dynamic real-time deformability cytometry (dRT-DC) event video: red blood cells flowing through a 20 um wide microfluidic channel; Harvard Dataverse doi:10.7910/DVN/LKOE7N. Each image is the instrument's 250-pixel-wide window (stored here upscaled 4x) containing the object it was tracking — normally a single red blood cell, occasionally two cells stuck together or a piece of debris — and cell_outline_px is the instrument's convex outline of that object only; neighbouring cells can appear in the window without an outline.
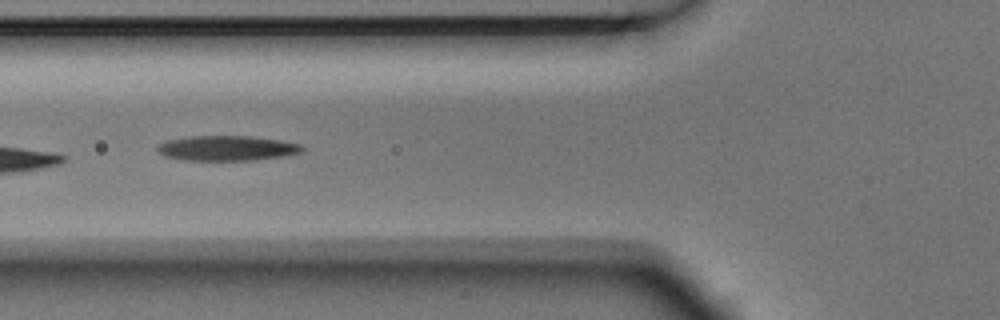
{"species": "Egyptian fruit bat (a non-hibernating species)", "species_latin": "Rousettus aegyptiacus", "temperature_condition": "room temperature", "stored_images_in_passage": 10, "camera_frame_rate_fps": 3000, "um_per_image_px": 0.085, "animal": {"sex": "male"}, "frame": {"image": 1, "passage_image": 6, "time_ms": 1.667, "image_size_px": [1000, 320], "cell_outline_px": [[304, 148], [300, 152], [288, 156], [256, 160], [184, 160], [164, 156], [156, 148], [160, 144], [168, 140], [188, 136], [252, 136], [280, 140], [300, 144]], "centroid_in_image_um": [19.32, 12.6], "position_along_channel_um": 106.5, "area_um2": 21.15}}
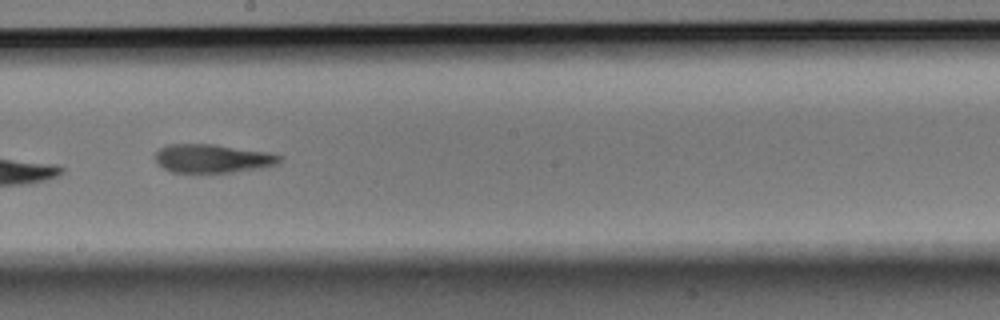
{"frame": {"image": 2, "passage_image": 9, "time_ms": 2.667, "image_size_px": [1000, 320], "cell_outline_px": [[284, 156], [276, 164], [260, 168], [232, 172], [172, 172], [164, 168], [156, 160], [156, 152], [160, 148], [168, 144], [216, 144], [268, 152]], "centroid_in_image_um": [18.09, 13.46], "position_along_channel_um": 230.1, "area_um2": 20.58}}
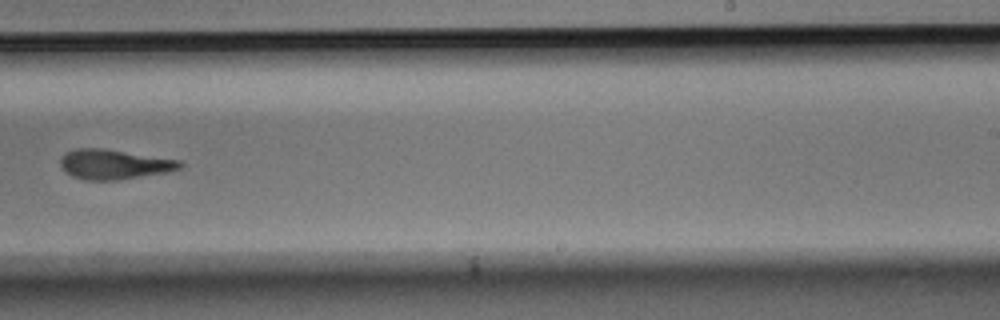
{"frame": {"image": 3, "passage_image": 10, "time_ms": 3.0, "image_size_px": [1000, 320], "cell_outline_px": [[184, 164], [180, 168], [164, 172], [116, 180], [84, 180], [72, 176], [60, 164], [60, 160], [64, 152], [76, 148], [104, 148], [180, 160]], "centroid_in_image_um": [9.67, 13.95], "position_along_channel_um": 279.3, "area_um2": 20.58}}